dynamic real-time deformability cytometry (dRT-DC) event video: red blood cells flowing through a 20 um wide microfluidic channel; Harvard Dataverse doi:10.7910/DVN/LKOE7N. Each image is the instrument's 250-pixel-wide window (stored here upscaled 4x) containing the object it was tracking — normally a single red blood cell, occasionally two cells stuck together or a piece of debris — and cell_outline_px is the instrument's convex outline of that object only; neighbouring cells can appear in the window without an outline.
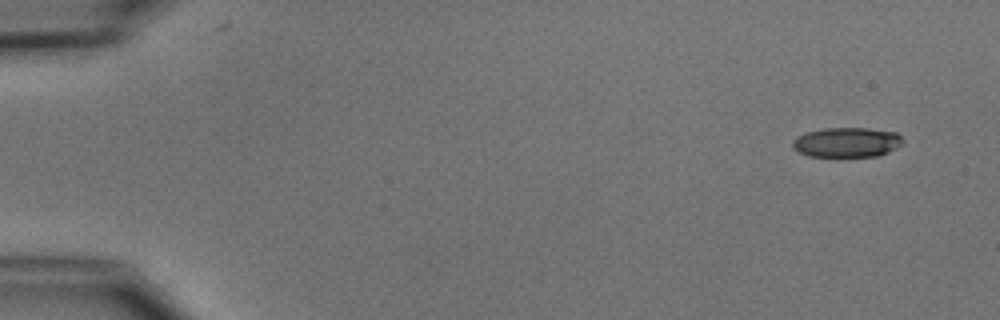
{"species": "common noctule bat (a hibernating species)", "species_latin": "Nyctalus noctula", "temperature_condition": "cold", "stored_images_in_passage": 5, "segment_of_instrument_passage": [1, 2], "camera_frame_rate_fps": 3000, "um_per_image_px": 0.085, "animal": {"sex": "male", "body_mass_g": 15.6}, "frame": {"image": 1, "passage_image": 1, "time_ms": 0.0, "image_size_px": [1000, 320], "cell_outline_px": [[904, 140], [896, 148], [888, 152], [876, 156], [836, 160], [808, 156], [792, 148], [792, 140], [796, 136], [808, 132], [824, 128], [868, 128], [896, 132]], "centroid_in_image_um": [71.93, 12.15], "position_along_channel_um": 13.1, "area_um2": 20.06}}
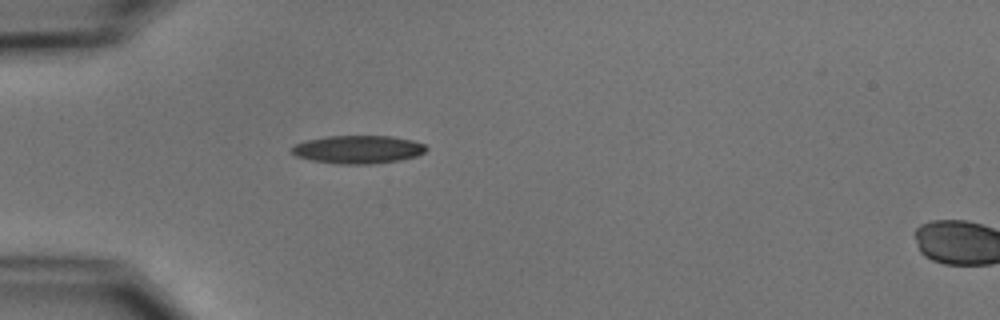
{"frame": {"image": 2, "passage_image": 4, "time_ms": 4.333, "image_size_px": [1000, 320], "cell_outline_px": [[428, 148], [424, 152], [416, 156], [400, 160], [372, 164], [336, 164], [312, 160], [296, 156], [292, 152], [292, 148], [296, 144], [308, 140], [328, 136], [392, 136], [412, 140], [424, 144]], "centroid_in_image_um": [30.46, 12.71], "position_along_channel_um": 54.5, "area_um2": 21.91}}